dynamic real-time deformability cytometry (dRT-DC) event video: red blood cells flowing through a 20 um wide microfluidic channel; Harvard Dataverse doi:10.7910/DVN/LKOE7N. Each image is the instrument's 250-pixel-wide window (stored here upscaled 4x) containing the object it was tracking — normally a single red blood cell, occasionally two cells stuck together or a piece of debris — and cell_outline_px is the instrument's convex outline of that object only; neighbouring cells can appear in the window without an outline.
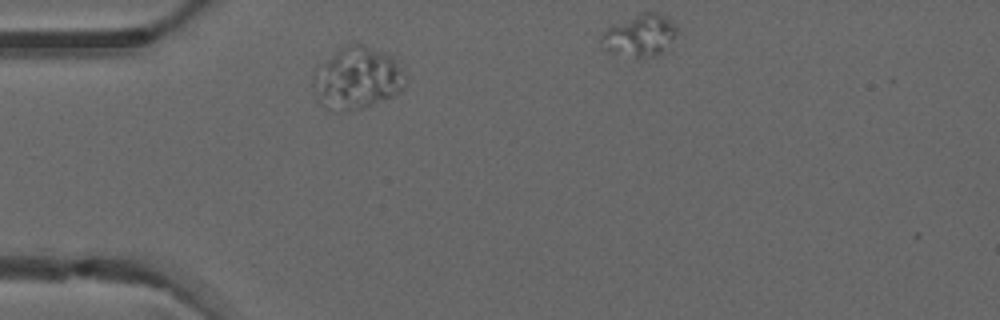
{"species": "common noctule bat (a hibernating species)", "species_latin": "Nyctalus noctula", "temperature_condition": "warm", "stored_images_in_passage": 2, "segment_of_instrument_passage": [1, 2], "camera_frame_rate_fps": 3000, "um_per_image_px": 0.085, "animal": {"sex": "male", "forearm_length_mm": 52.5}, "frame": {"image": 1, "passage_image": 1, "time_ms": 0.0, "image_size_px": [1000, 320], "cell_outline_px": [[404, 72], [400, 88], [392, 96], [360, 108], [340, 112], [332, 112], [324, 108], [320, 104], [316, 96], [312, 80], [312, 76], [340, 48], [348, 44], [364, 44], [388, 52], [396, 60]], "centroid_in_image_um": [30.33, 6.64], "position_along_channel_um": 54.7, "area_um2": 32.77}}